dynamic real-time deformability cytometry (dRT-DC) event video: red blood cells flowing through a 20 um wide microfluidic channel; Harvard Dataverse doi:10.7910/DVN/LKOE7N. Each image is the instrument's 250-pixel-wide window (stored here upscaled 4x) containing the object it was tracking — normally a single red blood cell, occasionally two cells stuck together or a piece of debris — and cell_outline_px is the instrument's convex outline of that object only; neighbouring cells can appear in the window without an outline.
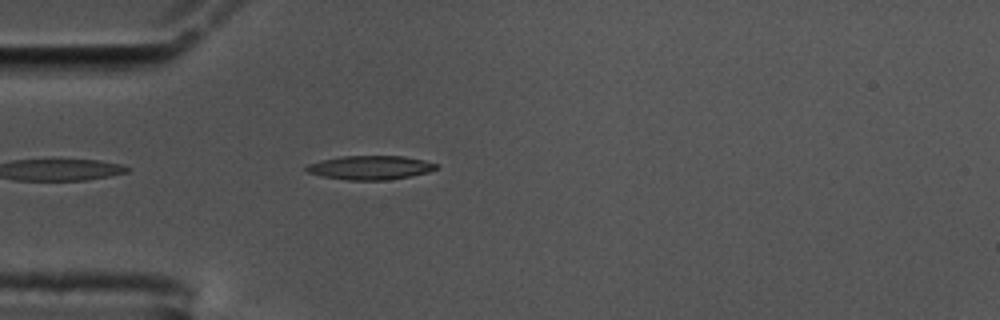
{"species": "common noctule bat (a hibernating species)", "species_latin": "Nyctalus noctula", "temperature_condition": "cold", "stored_images_in_passage": 45, "camera_frame_rate_fps": 3000, "um_per_image_px": 0.085, "animal": {"sex": "male", "body_mass_g": 17.5, "forearm_length_mm": 52.3}, "frame": {"image": 1, "passage_image": 3, "time_ms": 0.667, "image_size_px": [1000, 320], "cell_outline_px": [[440, 168], [428, 172], [388, 180], [348, 180], [320, 176], [308, 172], [304, 168], [308, 164], [320, 160], [340, 156], [404, 156], [424, 160], [440, 164]], "centroid_in_image_um": [31.48, 14.24], "position_along_channel_um": 53.5, "area_um2": 18.26}}
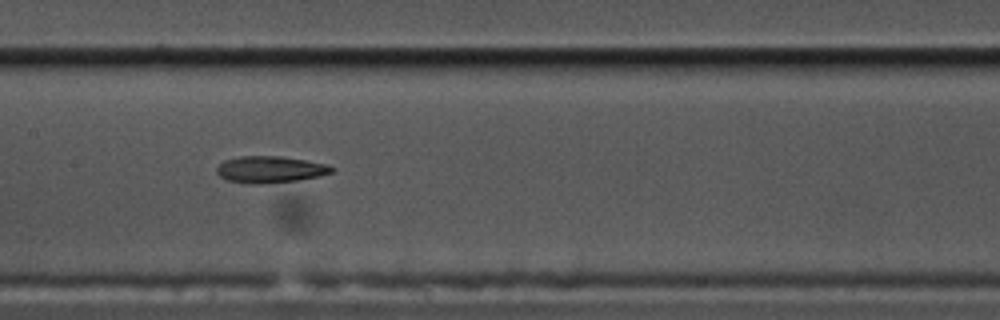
{"frame": {"image": 2, "passage_image": 15, "time_ms": 4.667, "image_size_px": [1000, 320], "cell_outline_px": [[336, 168], [332, 172], [320, 176], [296, 180], [260, 184], [248, 184], [228, 180], [220, 176], [216, 172], [216, 168], [224, 160], [240, 156], [280, 156], [304, 160], [324, 164]], "centroid_in_image_um": [22.93, 14.4], "position_along_channel_um": 184.5, "area_um2": 17.74}}
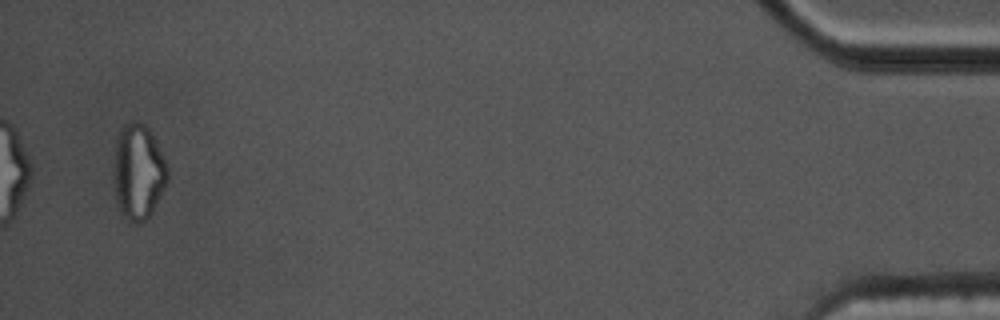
{"frame": {"image": 3, "passage_image": 43, "time_ms": 14.0, "image_size_px": [1000, 320], "cell_outline_px": [[168, 180], [152, 212], [140, 224], [136, 224], [128, 220], [120, 212], [116, 200], [112, 172], [112, 168], [116, 140], [120, 128], [124, 124], [136, 120], [144, 124], [148, 128], [164, 156], [168, 164]], "centroid_in_image_um": [11.73, 14.6], "position_along_channel_um": 423.5, "area_um2": 30.4}, "authors_computed_cell_mechanics": {"area_um2": 18.0336, "velocity_mm_per_s": 3.4522, "shape_relaxation_time_tau1_ms": 5.8316, "shape_relaxation_time_tau2_ms": 6.4404, "deformation_change_tau1": 0.2246, "deformation_change_tau2": 0.1736}}